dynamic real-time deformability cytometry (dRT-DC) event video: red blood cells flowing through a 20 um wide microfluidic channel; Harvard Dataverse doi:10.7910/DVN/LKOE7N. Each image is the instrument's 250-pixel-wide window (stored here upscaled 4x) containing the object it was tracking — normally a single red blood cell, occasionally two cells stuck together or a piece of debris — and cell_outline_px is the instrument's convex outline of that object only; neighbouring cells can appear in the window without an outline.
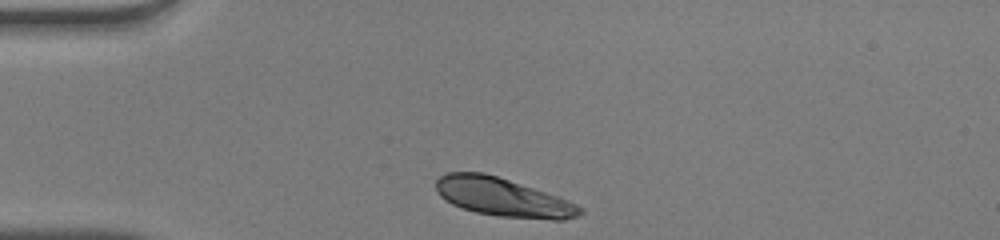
{"species": "human", "species_latin": "Homo sapiens", "temperature_condition": "warm", "stored_images_in_passage": 30, "camera_frame_rate_fps": 3000, "um_per_image_px": 0.085, "donor": {"sex": "male"}, "frame": {"image": 1, "passage_image": 1, "time_ms": 0.0, "image_size_px": [1000, 240], "cell_outline_px": [[584, 212], [576, 216], [564, 220], [552, 220], [500, 216], [476, 212], [452, 204], [444, 200], [436, 192], [436, 180], [440, 176], [448, 172], [484, 172], [556, 196], [576, 204], [584, 208]], "centroid_in_image_um": [42.71, 16.77], "position_along_channel_um": 42.3, "area_um2": 31.96}}
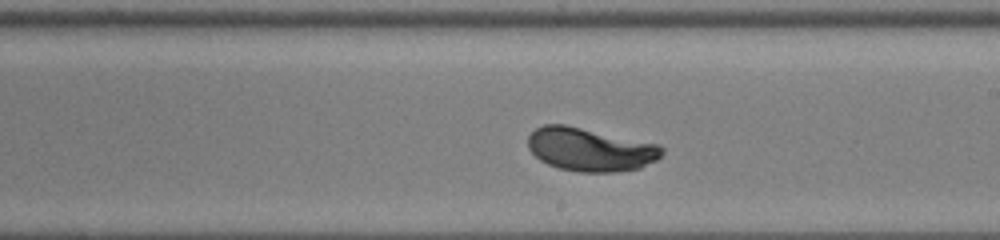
{"frame": {"image": 2, "passage_image": 18, "time_ms": 5.667, "image_size_px": [1000, 240], "cell_outline_px": [[664, 152], [656, 160], [640, 168], [616, 172], [576, 172], [560, 168], [548, 164], [540, 160], [528, 148], [528, 136], [536, 128], [544, 124], [564, 124], [660, 144], [664, 148]], "centroid_in_image_um": [50.18, 12.7], "position_along_channel_um": 238.8, "area_um2": 33.93}}
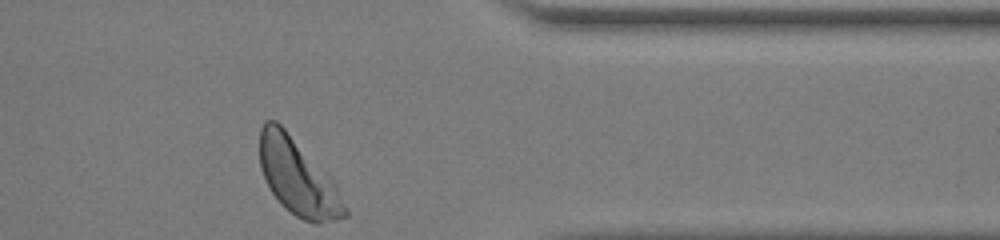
{"frame": {"image": 3, "passage_image": 30, "time_ms": 9.667, "image_size_px": [1000, 240], "cell_outline_px": [[348, 216], [336, 220], [320, 224], [316, 224], [304, 220], [296, 216], [284, 208], [280, 204], [272, 192], [260, 168], [260, 128], [264, 120], [276, 120], [332, 176], [348, 212]], "centroid_in_image_um": [25.34, 15.07], "position_along_channel_um": 386.1, "area_um2": 37.97}, "authors_computed_cell_mechanics": {"area_um2": 33.9864, "velocity_mm_per_s": 4.0178, "shape_relaxation_time_tau1_ms": 2.0073, "shape_relaxation_time_tau2_ms": null, "deformation_change_tau1": 0.1517, "deformation_change_tau2": null}}